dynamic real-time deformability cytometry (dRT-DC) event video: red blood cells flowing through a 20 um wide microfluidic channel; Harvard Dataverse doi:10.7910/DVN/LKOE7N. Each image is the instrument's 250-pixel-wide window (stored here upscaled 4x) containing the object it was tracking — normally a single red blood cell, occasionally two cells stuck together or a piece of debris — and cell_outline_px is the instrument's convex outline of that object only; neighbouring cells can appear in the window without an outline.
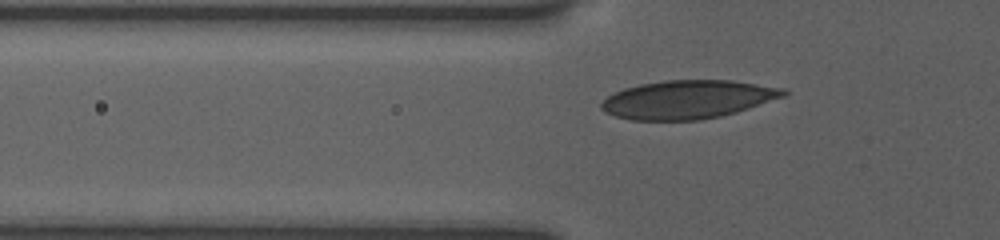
{"species": "human", "species_latin": "Homo sapiens", "temperature_condition": "room temperature", "stored_images_in_passage": 17, "camera_frame_rate_fps": 3000, "um_per_image_px": 0.085, "donor": {"sex": "female"}, "frame": {"image": 1, "passage_image": 3, "time_ms": 0.667, "image_size_px": [1000, 240], "cell_outline_px": [[788, 92], [784, 96], [736, 112], [720, 116], [700, 120], [632, 120], [616, 116], [604, 112], [600, 108], [600, 104], [608, 96], [624, 88], [640, 84], [664, 80], [732, 80], [784, 88]], "centroid_in_image_um": [58.44, 8.45], "position_along_channel_um": 67.4, "area_um2": 40.63}}
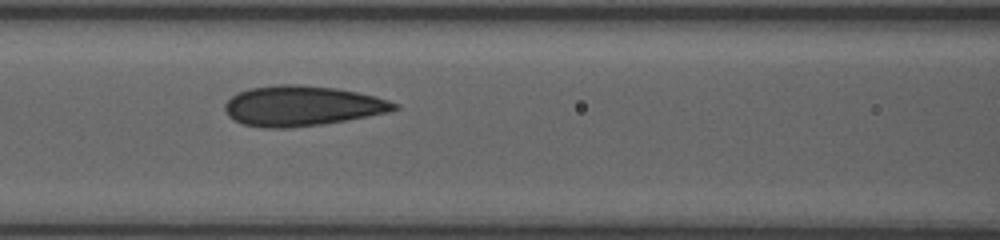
{"frame": {"image": 2, "passage_image": 11, "time_ms": 2.667, "image_size_px": [1000, 240], "cell_outline_px": [[400, 108], [388, 112], [344, 120], [320, 124], [288, 128], [264, 128], [244, 124], [228, 116], [224, 108], [224, 104], [232, 96], [248, 88], [276, 84], [296, 84], [336, 88], [376, 96], [388, 100], [396, 104]], "centroid_in_image_um": [25.64, 8.99], "position_along_channel_um": 141.0, "area_um2": 39.36}}
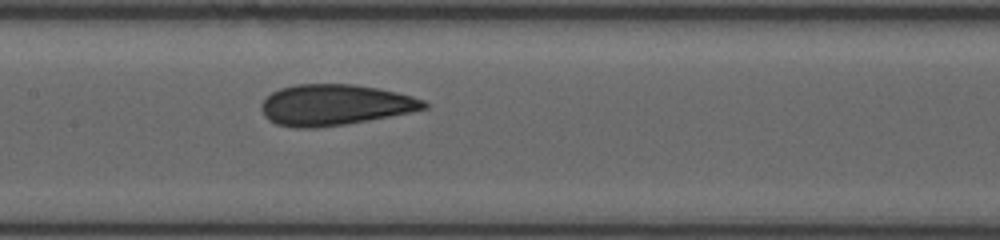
{"frame": {"image": 3, "passage_image": 15, "time_ms": 3.667, "image_size_px": [1000, 240], "cell_outline_px": [[428, 108], [368, 120], [344, 124], [316, 128], [296, 128], [276, 124], [268, 120], [264, 116], [260, 108], [260, 104], [272, 92], [280, 88], [296, 84], [352, 84], [376, 88], [396, 92], [412, 96], [424, 100], [428, 104]], "centroid_in_image_um": [28.41, 8.91], "position_along_channel_um": 179.0, "area_um2": 38.61}}